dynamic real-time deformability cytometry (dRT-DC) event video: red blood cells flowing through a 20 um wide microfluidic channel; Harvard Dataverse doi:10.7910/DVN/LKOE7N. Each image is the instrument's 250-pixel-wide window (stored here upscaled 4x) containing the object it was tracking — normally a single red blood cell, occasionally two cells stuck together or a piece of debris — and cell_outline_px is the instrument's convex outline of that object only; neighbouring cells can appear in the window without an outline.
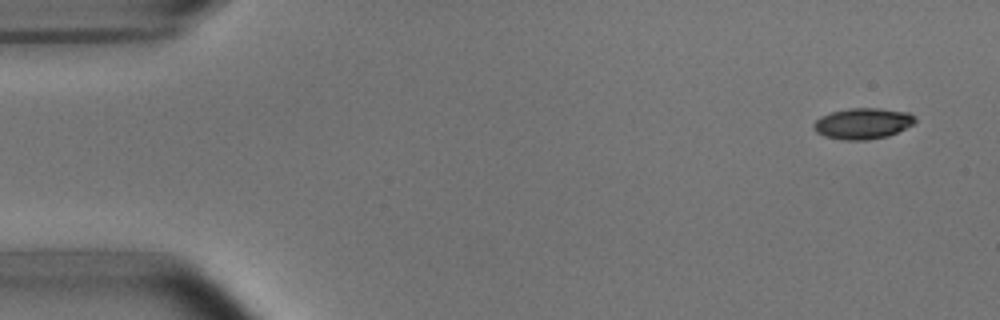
{"species": "common noctule bat (a hibernating species)", "species_latin": "Nyctalus noctula", "temperature_condition": "room temperature", "stored_images_in_passage": 6, "camera_frame_rate_fps": 3000, "um_per_image_px": 0.085, "animal": {"sex": "male", "body_mass_g": 15.6}, "frame": {"image": 1, "passage_image": 1, "time_ms": 0.0, "image_size_px": [1000, 320], "cell_outline_px": [[916, 120], [912, 124], [888, 136], [868, 140], [844, 140], [824, 136], [816, 132], [812, 128], [816, 120], [820, 116], [832, 112], [848, 108], [880, 108], [908, 112], [916, 116]], "centroid_in_image_um": [73.32, 10.49], "position_along_channel_um": 11.7, "area_um2": 18.32}}
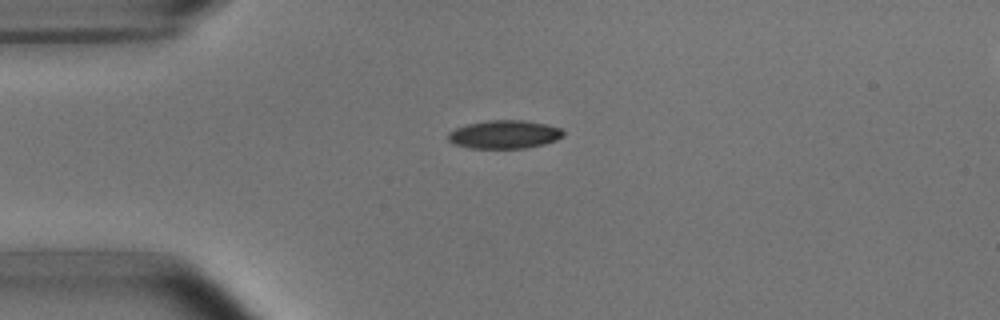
{"frame": {"image": 2, "passage_image": 4, "time_ms": 3.333, "image_size_px": [1000, 320], "cell_outline_px": [[564, 136], [556, 140], [544, 144], [528, 148], [468, 148], [452, 144], [448, 140], [448, 132], [456, 128], [468, 124], [488, 120], [524, 120], [544, 124], [560, 128], [564, 132]], "centroid_in_image_um": [42.85, 11.43], "position_along_channel_um": 42.1, "area_um2": 19.07}}